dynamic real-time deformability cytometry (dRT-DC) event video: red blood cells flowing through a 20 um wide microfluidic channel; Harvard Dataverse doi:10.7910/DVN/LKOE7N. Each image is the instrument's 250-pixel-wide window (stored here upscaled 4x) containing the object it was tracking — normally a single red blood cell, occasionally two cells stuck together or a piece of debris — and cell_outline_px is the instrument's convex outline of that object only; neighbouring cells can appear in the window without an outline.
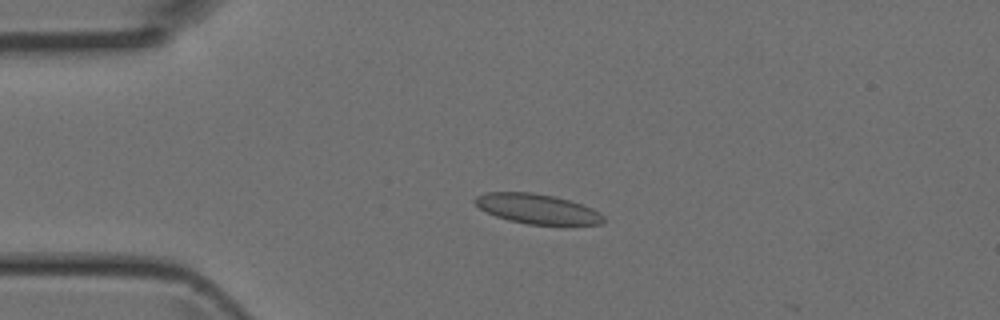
{"species": "Egyptian fruit bat (a non-hibernating species)", "species_latin": "Rousettus aegyptiacus", "temperature_condition": "room temperature", "stored_images_in_passage": 5, "camera_frame_rate_fps": 3000, "um_per_image_px": 0.085, "animal": {"sex": "female"}, "frame": {"image": 1, "passage_image": 4, "time_ms": 1.0, "image_size_px": [1000, 320], "cell_outline_px": [[604, 220], [600, 224], [528, 224], [508, 220], [496, 216], [480, 208], [472, 200], [476, 196], [484, 192], [532, 192], [556, 196], [592, 208], [600, 212], [604, 216]], "centroid_in_image_um": [45.63, 17.73], "position_along_channel_um": 39.4, "area_um2": 22.2}}